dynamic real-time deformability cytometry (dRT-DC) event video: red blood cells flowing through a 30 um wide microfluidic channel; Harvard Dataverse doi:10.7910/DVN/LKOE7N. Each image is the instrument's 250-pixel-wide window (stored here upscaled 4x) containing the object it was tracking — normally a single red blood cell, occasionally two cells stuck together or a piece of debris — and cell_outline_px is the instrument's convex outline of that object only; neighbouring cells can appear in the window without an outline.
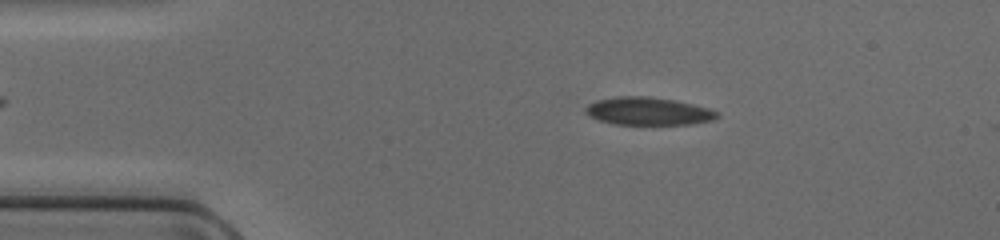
{"species": "common noctule bat (a hibernating species)", "species_latin": "Nyctalus noctula", "temperature_condition": "cold", "stored_images_in_passage": 40, "camera_frame_rate_fps": 3000, "um_per_image_px": 0.085, "animal": {"sex": "female", "body_mass_g": 17.0, "forearm_length_mm": 48.0}, "frame": {"image": 1, "passage_image": 8, "time_ms": 2.333, "image_size_px": [1000, 240], "cell_outline_px": [[720, 116], [712, 120], [692, 124], [616, 124], [600, 120], [588, 116], [584, 112], [584, 108], [588, 104], [596, 100], [616, 96], [648, 96], [672, 100], [692, 104], [708, 108], [720, 112]], "centroid_in_image_um": [55.08, 9.45], "position_along_channel_um": 29.9, "area_um2": 21.33}}
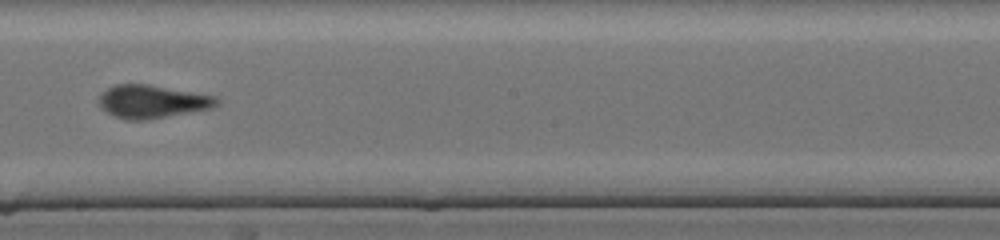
{"frame": {"image": 2, "passage_image": 26, "time_ms": 8.333, "image_size_px": [1000, 240], "cell_outline_px": [[220, 104], [212, 108], [144, 120], [128, 120], [116, 116], [100, 108], [100, 96], [108, 88], [116, 84], [148, 84], [216, 96], [220, 100]], "centroid_in_image_um": [12.97, 8.63], "position_along_channel_um": 235.2, "area_um2": 22.43}}
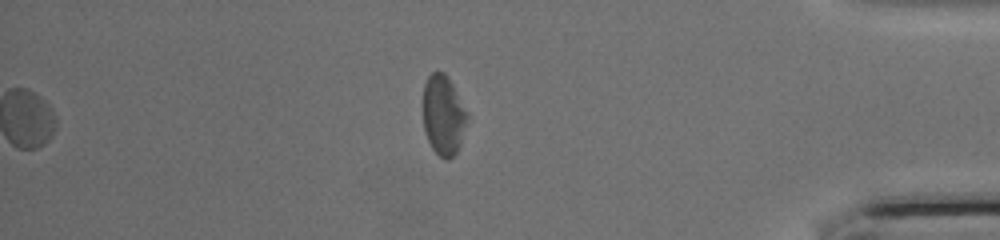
{"frame": {"image": 3, "passage_image": 40, "time_ms": 13.0, "image_size_px": [1000, 240], "cell_outline_px": [[468, 120], [460, 144], [456, 152], [448, 160], [444, 160], [432, 148], [428, 140], [424, 128], [424, 84], [428, 76], [432, 72], [444, 72], [448, 76], [468, 112]], "centroid_in_image_um": [37.71, 9.78], "position_along_channel_um": 397.5, "area_um2": 20.52}}